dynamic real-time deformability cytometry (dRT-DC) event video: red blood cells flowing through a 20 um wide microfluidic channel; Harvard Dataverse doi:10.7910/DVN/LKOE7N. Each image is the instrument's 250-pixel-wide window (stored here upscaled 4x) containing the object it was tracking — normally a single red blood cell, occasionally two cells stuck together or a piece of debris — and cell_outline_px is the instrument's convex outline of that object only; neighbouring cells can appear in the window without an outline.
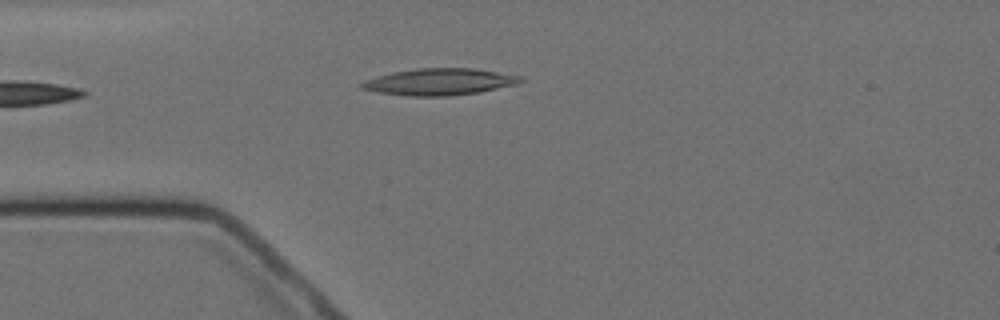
{"species": "Egyptian fruit bat (a non-hibernating species)", "species_latin": "Rousettus aegyptiacus", "temperature_condition": "cold", "stored_images_in_passage": 4, "camera_frame_rate_fps": 3000, "um_per_image_px": 0.085, "animal": {"sex": "female"}, "frame": {"image": 1, "passage_image": 3, "time_ms": 3.333, "image_size_px": [1000, 320], "cell_outline_px": [[528, 80], [520, 84], [480, 92], [448, 96], [408, 96], [380, 92], [360, 88], [356, 84], [364, 80], [392, 72], [416, 68], [472, 68], [520, 76]], "centroid_in_image_um": [37.38, 6.95], "position_along_channel_um": 47.6, "area_um2": 24.91}}